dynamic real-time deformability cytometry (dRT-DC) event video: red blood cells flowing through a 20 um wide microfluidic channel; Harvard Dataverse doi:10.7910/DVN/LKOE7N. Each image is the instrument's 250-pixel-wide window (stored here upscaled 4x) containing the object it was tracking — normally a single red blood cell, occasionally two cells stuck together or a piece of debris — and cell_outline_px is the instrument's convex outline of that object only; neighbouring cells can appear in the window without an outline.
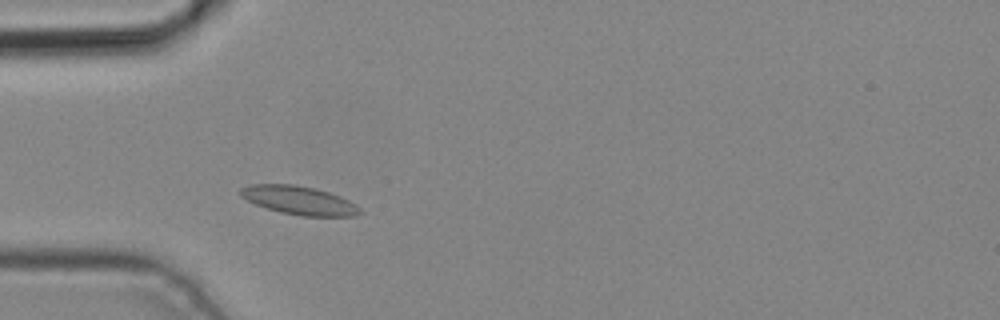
{"species": "common noctule bat (a hibernating species)", "species_latin": "Nyctalus noctula", "temperature_condition": "cold", "stored_images_in_passage": 4, "camera_frame_rate_fps": 3000, "um_per_image_px": 0.085, "animal": {"sex": "male", "body_mass_g": 19.2, "forearm_length_mm": 51.8}, "frame": {"image": 1, "passage_image": 3, "time_ms": 0.667, "image_size_px": [1000, 320], "cell_outline_px": [[364, 212], [356, 216], [300, 216], [280, 212], [256, 204], [240, 196], [240, 188], [248, 184], [292, 184], [316, 188], [340, 196], [356, 204]], "centroid_in_image_um": [25.45, 17.03], "position_along_channel_um": 59.6, "area_um2": 19.94}}
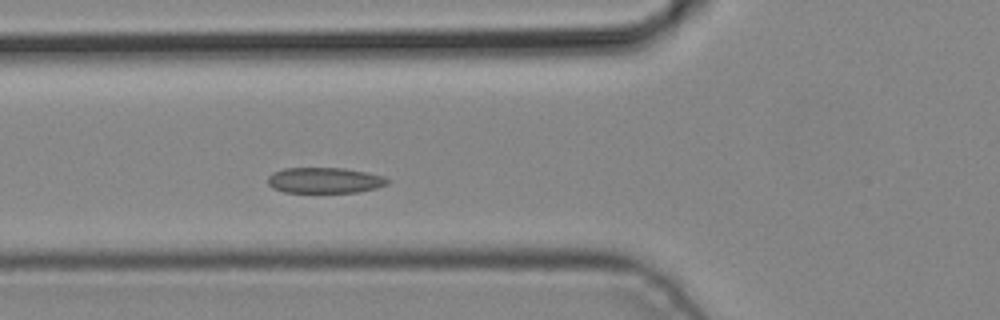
{"frame": {"image": 2, "passage_image": 4, "time_ms": 1.0, "image_size_px": [1000, 320], "cell_outline_px": [[392, 180], [388, 184], [376, 188], [356, 192], [284, 192], [272, 188], [268, 184], [268, 176], [272, 172], [284, 168], [344, 168], [384, 176]], "centroid_in_image_um": [27.59, 15.32], "position_along_channel_um": 98.2, "area_um2": 17.98}}